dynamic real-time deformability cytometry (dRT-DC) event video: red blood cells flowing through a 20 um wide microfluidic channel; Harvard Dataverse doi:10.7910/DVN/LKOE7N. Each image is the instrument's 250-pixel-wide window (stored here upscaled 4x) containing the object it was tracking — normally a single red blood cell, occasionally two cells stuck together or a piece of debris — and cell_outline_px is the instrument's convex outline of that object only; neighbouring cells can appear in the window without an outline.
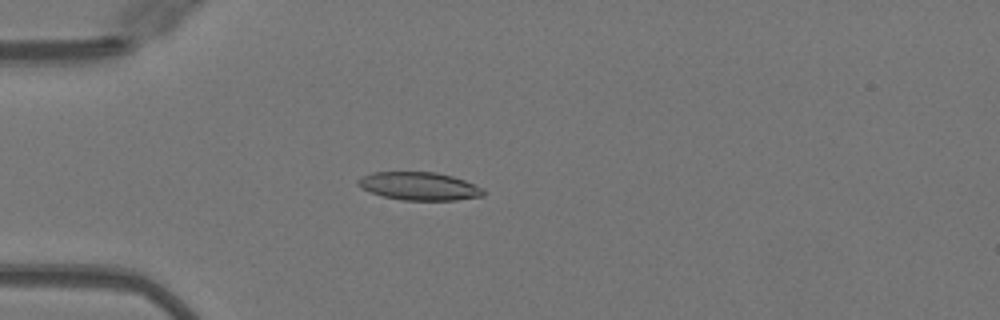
{"species": "Egyptian fruit bat (a non-hibernating species)", "species_latin": "Rousettus aegyptiacus", "temperature_condition": "warm", "stored_images_in_passage": 51, "camera_frame_rate_fps": 3000, "um_per_image_px": 0.085, "animal": {"sex": "female"}, "frame": {"image": 1, "passage_image": 15, "time_ms": 4.667, "image_size_px": [1000, 320], "cell_outline_px": [[484, 196], [456, 200], [404, 200], [384, 196], [360, 188], [356, 184], [356, 180], [372, 172], [436, 172], [452, 176], [464, 180], [484, 188]], "centroid_in_image_um": [35.64, 15.82], "position_along_channel_um": 49.4, "area_um2": 20.46}}
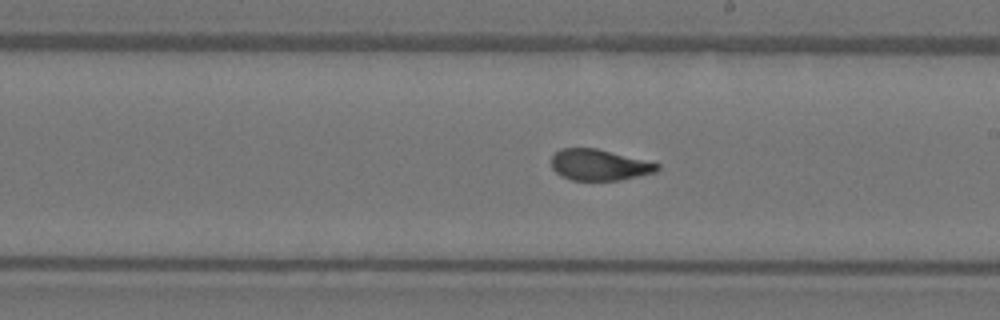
{"frame": {"image": 2, "passage_image": 30, "time_ms": 9.667, "image_size_px": [1000, 320], "cell_outline_px": [[660, 168], [656, 172], [620, 180], [572, 180], [560, 176], [552, 168], [552, 156], [560, 148], [596, 148], [660, 164]], "centroid_in_image_um": [50.92, 14.02], "position_along_channel_um": 238.1, "area_um2": 19.07}}
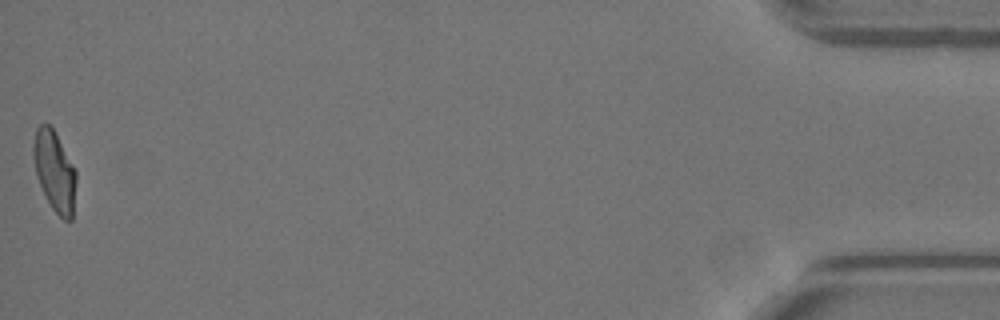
{"frame": {"image": 3, "passage_image": 51, "time_ms": 16.667, "image_size_px": [1000, 320], "cell_outline_px": [[76, 180], [72, 220], [64, 220], [52, 208], [36, 176], [32, 148], [36, 128], [40, 124], [48, 124], [52, 128], [72, 164], [76, 172]], "centroid_in_image_um": [4.62, 14.56], "position_along_channel_um": 430.6, "area_um2": 19.54}, "authors_computed_cell_mechanics": {"area_um2": 20.1722, "velocity_mm_per_s": 4.0759, "shape_relaxation_time_tau1_ms": 5.5693, "shape_relaxation_time_tau2_ms": 1.1148, "deformation_change_tau1": 0.1984, "deformation_change_tau2": 0.0775}}